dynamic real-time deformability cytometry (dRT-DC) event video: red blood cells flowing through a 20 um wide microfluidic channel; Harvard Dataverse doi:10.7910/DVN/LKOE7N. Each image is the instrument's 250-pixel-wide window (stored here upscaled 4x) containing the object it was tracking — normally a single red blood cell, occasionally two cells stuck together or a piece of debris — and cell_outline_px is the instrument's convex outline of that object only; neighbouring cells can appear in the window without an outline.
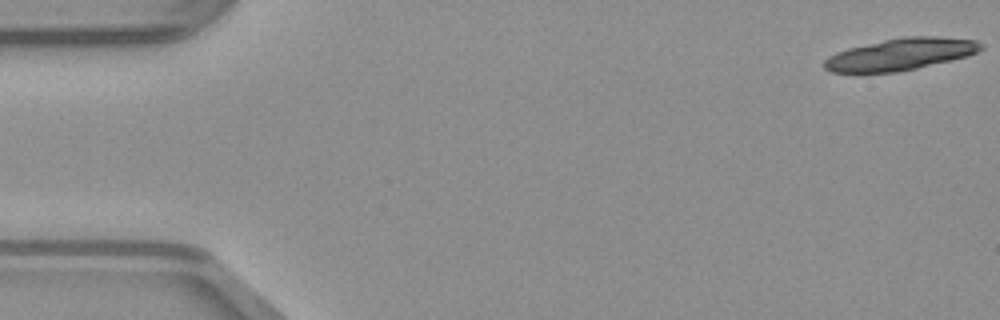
{"species": "common noctule bat (a hibernating species)", "species_latin": "Nyctalus noctula", "temperature_condition": "warm", "stored_images_in_passage": 17, "camera_frame_rate_fps": 3000, "um_per_image_px": 0.085, "animal": {"sex": "male", "body_mass_g": 23.1, "forearm_length_mm": 52.7}, "frame": {"image": 1, "passage_image": 1, "time_ms": 0.0, "image_size_px": [1000, 320], "cell_outline_px": [[984, 48], [968, 56], [916, 68], [896, 72], [860, 76], [832, 72], [824, 68], [824, 60], [828, 56], [836, 52], [848, 48], [884, 40], [904, 36], [936, 36], [976, 40], [984, 44]], "centroid_in_image_um": [76.47, 4.65], "position_along_channel_um": 8.5, "area_um2": 29.88}}